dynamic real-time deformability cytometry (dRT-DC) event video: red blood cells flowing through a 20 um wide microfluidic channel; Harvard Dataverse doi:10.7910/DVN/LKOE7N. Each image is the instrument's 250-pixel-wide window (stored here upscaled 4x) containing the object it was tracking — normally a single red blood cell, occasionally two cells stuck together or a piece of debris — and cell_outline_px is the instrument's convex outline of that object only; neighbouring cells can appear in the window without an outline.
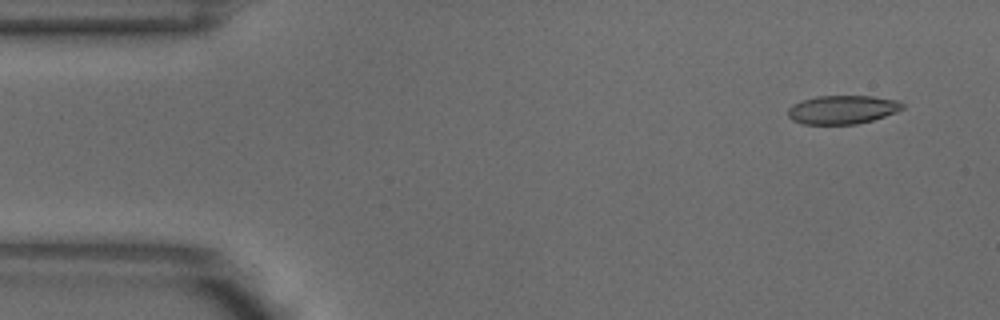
{"species": "common noctule bat (a hibernating species)", "species_latin": "Nyctalus noctula", "temperature_condition": "warm", "stored_images_in_passage": 4, "camera_frame_rate_fps": 3000, "um_per_image_px": 0.085, "animal": {"sex": "male", "body_mass_g": 18.8}, "frame": {"image": 1, "passage_image": 1, "time_ms": 0.0, "image_size_px": [1000, 320], "cell_outline_px": [[904, 108], [896, 112], [872, 120], [856, 124], [804, 124], [792, 120], [788, 116], [788, 108], [792, 104], [816, 96], [872, 96], [900, 100], [904, 104]], "centroid_in_image_um": [71.62, 9.31], "position_along_channel_um": 13.4, "area_um2": 19.13}}